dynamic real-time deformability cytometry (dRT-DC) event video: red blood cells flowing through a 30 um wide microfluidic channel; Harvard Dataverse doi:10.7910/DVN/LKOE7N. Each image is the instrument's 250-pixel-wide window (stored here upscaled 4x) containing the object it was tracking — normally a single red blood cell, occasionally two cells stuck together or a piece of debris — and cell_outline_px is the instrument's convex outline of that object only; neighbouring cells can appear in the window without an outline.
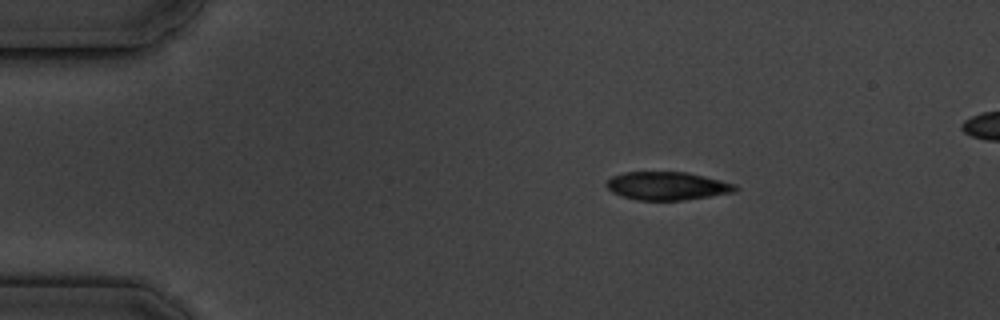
{"species": "common noctule bat (a hibernating species)", "species_latin": "Nyctalus noctula", "temperature_condition": "cold", "stored_images_in_passage": 4, "segment_of_instrument_passage": [1, 2], "camera_frame_rate_fps": 3000, "um_per_image_px": 0.085, "animal": {"sex": "male", "body_mass_g": 19.5, "forearm_length_mm": 54.6}, "frame": {"image": 1, "passage_image": 1, "time_ms": 0.0, "image_size_px": [1000, 320], "cell_outline_px": [[740, 188], [736, 192], [680, 200], [636, 200], [620, 196], [612, 192], [604, 184], [612, 176], [624, 172], [684, 172], [704, 176], [736, 184]], "centroid_in_image_um": [56.7, 15.8], "position_along_channel_um": 28.3, "area_um2": 21.15}}